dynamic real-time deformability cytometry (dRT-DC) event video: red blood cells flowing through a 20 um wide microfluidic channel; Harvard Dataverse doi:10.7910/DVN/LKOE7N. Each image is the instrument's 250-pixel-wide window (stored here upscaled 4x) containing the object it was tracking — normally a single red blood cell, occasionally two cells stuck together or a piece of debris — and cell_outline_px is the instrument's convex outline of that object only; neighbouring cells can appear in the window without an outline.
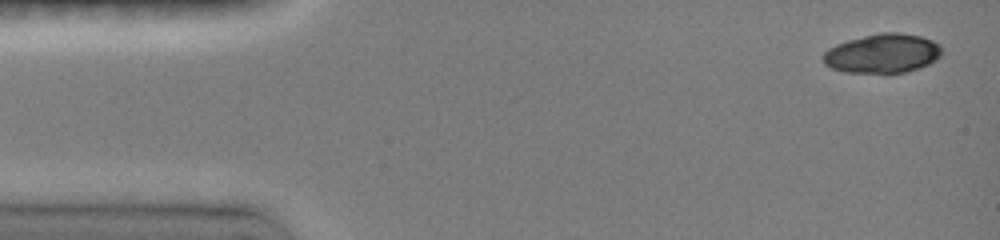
{"species": "common noctule bat (a hibernating species)", "species_latin": "Nyctalus noctula", "temperature_condition": "room temperature", "stored_images_in_passage": 3, "camera_frame_rate_fps": 3000, "um_per_image_px": 0.085, "animal": {"sex": "female", "body_mass_g": 19.0, "forearm_length_mm": 51.5}, "frame": {"image": 1, "passage_image": 1, "time_ms": 0.0, "image_size_px": [1000, 240], "cell_outline_px": [[940, 56], [936, 60], [920, 68], [904, 72], [844, 72], [832, 68], [824, 64], [824, 52], [828, 48], [836, 44], [848, 40], [880, 32], [900, 32], [920, 36], [932, 40], [940, 44]], "centroid_in_image_um": [75.02, 4.53], "position_along_channel_um": 10.0, "area_um2": 26.93}}